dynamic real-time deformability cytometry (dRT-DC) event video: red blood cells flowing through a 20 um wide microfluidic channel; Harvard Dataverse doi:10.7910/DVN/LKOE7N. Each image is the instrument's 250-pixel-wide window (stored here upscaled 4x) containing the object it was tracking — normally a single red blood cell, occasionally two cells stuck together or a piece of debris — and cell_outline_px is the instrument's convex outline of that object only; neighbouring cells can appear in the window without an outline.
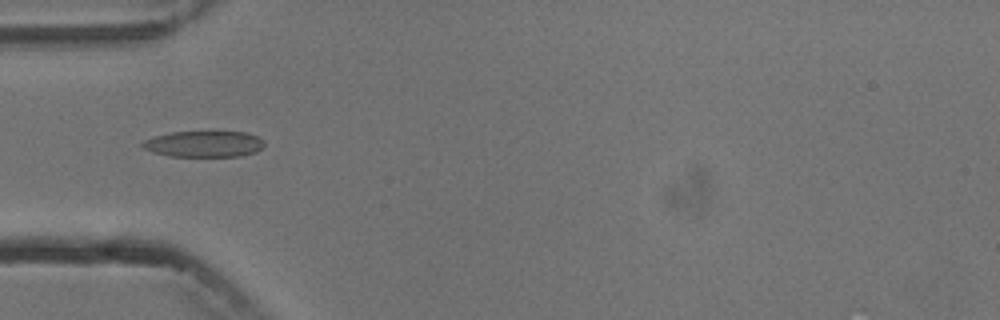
{"species": "common noctule bat (a hibernating species)", "species_latin": "Nyctalus noctula", "temperature_condition": "cold", "stored_images_in_passage": 1, "camera_frame_rate_fps": 3000, "um_per_image_px": 0.085, "animal": {"sex": "male", "body_mass_g": 13.3}, "frame": {"image": 1, "passage_image": 1, "time_ms": 0.0, "image_size_px": [1000, 320], "cell_outline_px": [[264, 144], [256, 152], [240, 156], [168, 156], [152, 152], [144, 148], [140, 144], [144, 140], [156, 136], [172, 132], [248, 132], [264, 140]], "centroid_in_image_um": [17.34, 12.24], "position_along_channel_um": 67.7, "area_um2": 18.44}}